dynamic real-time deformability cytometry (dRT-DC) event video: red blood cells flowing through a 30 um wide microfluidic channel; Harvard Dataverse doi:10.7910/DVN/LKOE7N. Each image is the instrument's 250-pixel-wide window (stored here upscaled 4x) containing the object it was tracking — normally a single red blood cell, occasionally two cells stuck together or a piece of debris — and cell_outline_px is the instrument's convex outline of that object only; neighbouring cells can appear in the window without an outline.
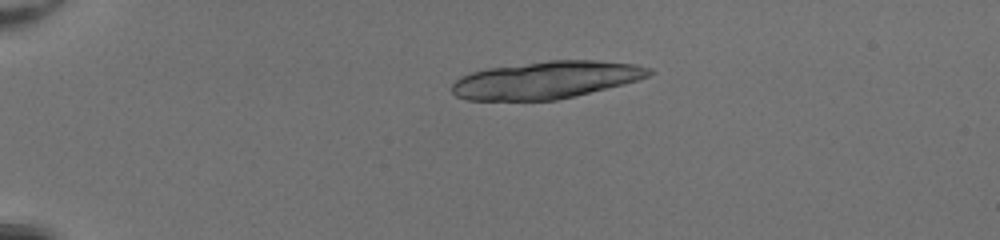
{"species": "common noctule bat (a hibernating species)", "species_latin": "Nyctalus noctula", "temperature_condition": "room temperature", "stored_images_in_passage": 15, "camera_frame_rate_fps": 3000, "um_per_image_px": 0.085, "animal": {"sex": "female", "body_mass_g": 20.0, "forearm_length_mm": 54.0}, "frame": {"image": 1, "passage_image": 8, "time_ms": 2.333, "image_size_px": [1000, 240], "cell_outline_px": [[612, 84], [564, 96], [552, 96], [484, 72], [540, 64], [612, 64]], "centroid_in_image_um": [47.5, 6.59], "position_along_channel_um": 37.5, "area_um2": 20.0}}